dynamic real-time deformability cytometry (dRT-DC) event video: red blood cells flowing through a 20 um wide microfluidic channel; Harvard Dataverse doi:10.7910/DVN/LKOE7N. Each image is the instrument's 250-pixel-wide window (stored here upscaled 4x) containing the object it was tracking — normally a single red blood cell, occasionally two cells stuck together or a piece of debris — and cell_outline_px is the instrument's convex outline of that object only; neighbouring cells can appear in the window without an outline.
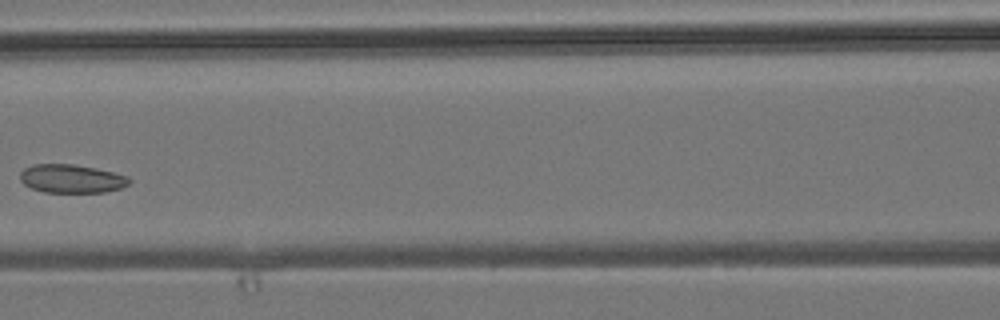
{"species": "common noctule bat (a hibernating species)", "species_latin": "Nyctalus noctula", "temperature_condition": "room temperature", "stored_images_in_passage": 9, "camera_frame_rate_fps": 3000, "um_per_image_px": 0.085, "animal": {"sex": "male", "body_mass_g": 19.2, "forearm_length_mm": 51.8}, "frame": {"image": 1, "passage_image": 6, "time_ms": 6.0, "image_size_px": [1000, 320], "cell_outline_px": [[132, 180], [128, 184], [120, 188], [104, 192], [44, 192], [32, 188], [24, 184], [20, 180], [20, 172], [24, 168], [32, 164], [72, 164], [96, 168], [128, 176]], "centroid_in_image_um": [6.06, 15.18], "position_along_channel_um": 160.5, "area_um2": 18.09}}
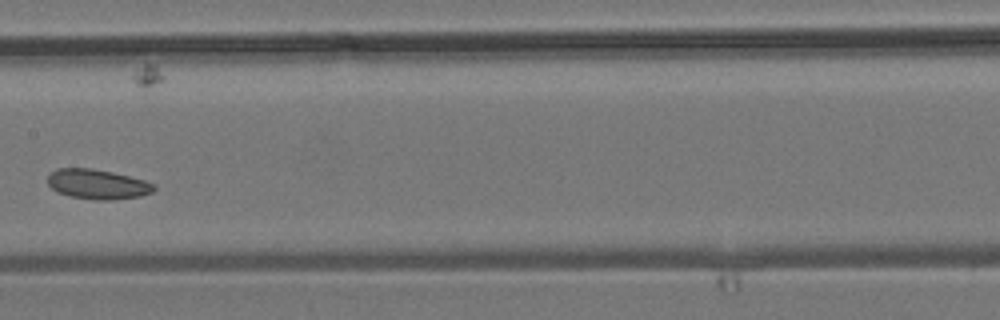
{"frame": {"image": 2, "passage_image": 7, "time_ms": 7.0, "image_size_px": [1000, 320], "cell_outline_px": [[156, 188], [152, 192], [140, 196], [108, 200], [96, 200], [68, 196], [56, 192], [48, 184], [48, 176], [56, 168], [92, 168], [112, 172], [144, 180], [156, 184]], "centroid_in_image_um": [8.28, 15.66], "position_along_channel_um": 199.1, "area_um2": 18.5}}